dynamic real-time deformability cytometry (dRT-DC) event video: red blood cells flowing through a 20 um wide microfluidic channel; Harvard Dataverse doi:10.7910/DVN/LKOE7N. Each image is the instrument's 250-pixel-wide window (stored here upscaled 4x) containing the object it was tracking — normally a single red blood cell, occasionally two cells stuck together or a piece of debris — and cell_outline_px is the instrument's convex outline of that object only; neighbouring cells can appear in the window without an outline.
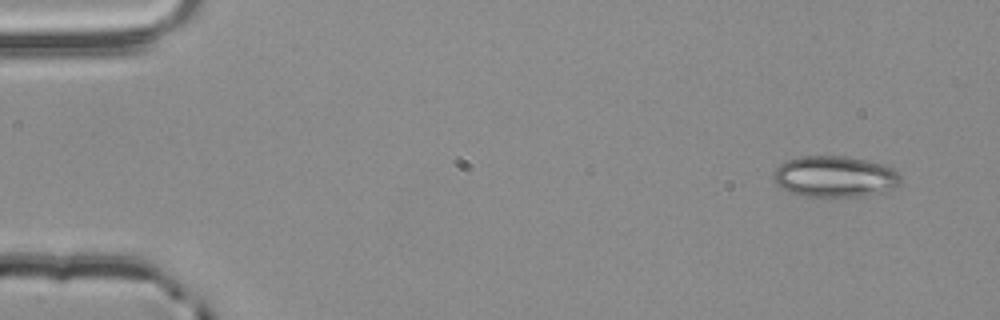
{"species": "common noctule bat (a hibernating species)", "species_latin": "Nyctalus noctula", "temperature_condition": "room temperature", "stored_images_in_passage": 4, "camera_frame_rate_fps": 3000, "um_per_image_px": 0.085, "animal": {"sex": "male", "body_mass_g": 20.4}, "frame": {"image": 1, "passage_image": 1, "time_ms": 0.0, "image_size_px": [1000, 320], "cell_outline_px": [[900, 184], [884, 192], [864, 196], [804, 196], [788, 192], [776, 184], [772, 176], [776, 168], [784, 160], [800, 156], [844, 156], [884, 164], [892, 168], [900, 176]], "centroid_in_image_um": [70.93, 15.0], "position_along_channel_um": 14.1, "area_um2": 30.58}}